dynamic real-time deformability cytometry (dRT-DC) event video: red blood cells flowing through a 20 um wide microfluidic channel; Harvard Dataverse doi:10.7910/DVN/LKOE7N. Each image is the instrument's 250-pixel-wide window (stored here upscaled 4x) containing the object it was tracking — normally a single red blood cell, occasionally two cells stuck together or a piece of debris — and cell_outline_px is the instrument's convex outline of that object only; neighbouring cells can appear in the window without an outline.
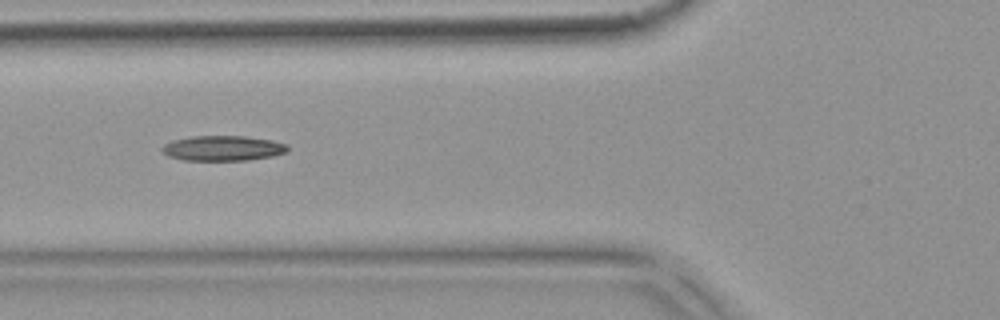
{"species": "common noctule bat (a hibernating species)", "species_latin": "Nyctalus noctula", "temperature_condition": "warm", "stored_images_in_passage": 7, "camera_frame_rate_fps": 3000, "um_per_image_px": 0.085, "animal": {"sex": "female", "body_mass_g": 18.4}, "frame": {"image": 1, "passage_image": 5, "time_ms": 1.333, "image_size_px": [1000, 320], "cell_outline_px": [[288, 148], [284, 152], [272, 156], [248, 160], [184, 160], [168, 156], [160, 148], [164, 144], [172, 140], [192, 136], [244, 136], [272, 140], [288, 144]], "centroid_in_image_um": [18.92, 12.59], "position_along_channel_um": 106.9, "area_um2": 18.32}}